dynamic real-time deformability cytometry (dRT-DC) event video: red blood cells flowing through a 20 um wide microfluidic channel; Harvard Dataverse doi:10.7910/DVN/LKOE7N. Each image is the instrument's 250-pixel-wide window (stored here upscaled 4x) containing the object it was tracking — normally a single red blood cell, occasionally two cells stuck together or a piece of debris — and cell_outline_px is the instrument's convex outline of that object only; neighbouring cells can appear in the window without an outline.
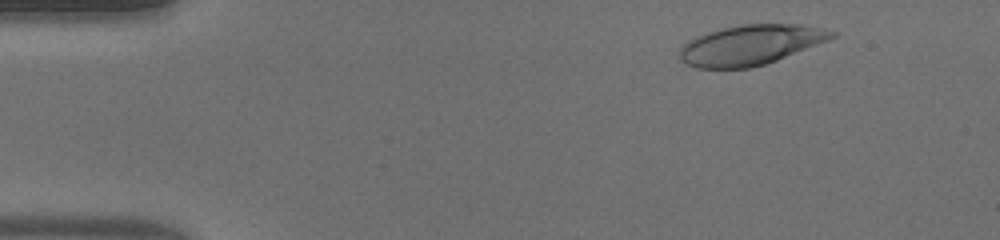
{"species": "human", "species_latin": "Homo sapiens", "temperature_condition": "warm", "stored_images_in_passage": 48, "camera_frame_rate_fps": 3000, "um_per_image_px": 0.085, "donor": {"sex": "male"}, "frame": {"image": 1, "passage_image": 4, "time_ms": 1.0, "image_size_px": [1000, 240], "cell_outline_px": [[836, 36], [828, 40], [776, 60], [764, 64], [748, 68], [696, 68], [680, 60], [680, 48], [688, 40], [696, 36], [720, 28], [740, 24], [800, 24], [824, 28], [836, 32]], "centroid_in_image_um": [63.78, 3.8], "position_along_channel_um": 21.2, "area_um2": 35.37}}
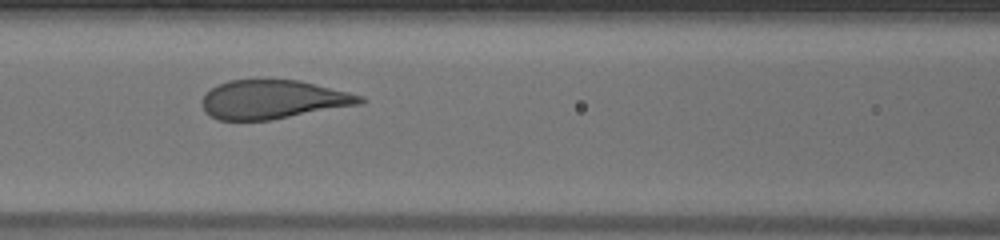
{"frame": {"image": 2, "passage_image": 20, "time_ms": 6.333, "image_size_px": [1000, 240], "cell_outline_px": [[368, 100], [360, 104], [272, 120], [216, 120], [204, 112], [204, 96], [212, 88], [228, 80], [300, 80], [364, 96]], "centroid_in_image_um": [23.24, 8.47], "position_along_channel_um": 143.4, "area_um2": 35.55}}
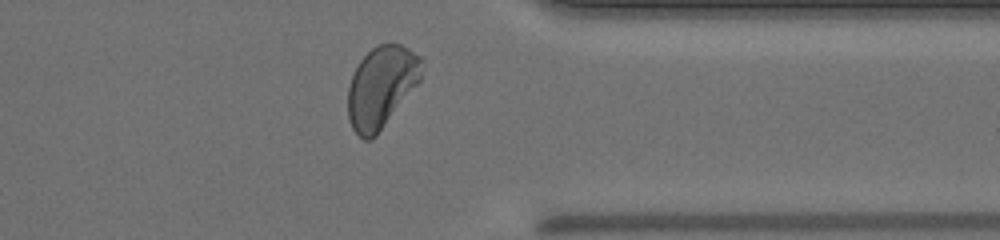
{"frame": {"image": 3, "passage_image": 38, "time_ms": 12.333, "image_size_px": [1000, 240], "cell_outline_px": [[424, 60], [420, 80], [376, 136], [368, 140], [364, 140], [352, 128], [348, 116], [348, 88], [352, 76], [360, 60], [376, 44], [400, 44], [408, 48], [420, 56]], "centroid_in_image_um": [32.42, 7.37], "position_along_channel_um": 379.0, "area_um2": 34.74}, "authors_computed_cell_mechanics": {"area_um2": 35.9516, "velocity_mm_per_s": 4.0291, "shape_relaxation_time_tau1_ms": 4.1983, "shape_relaxation_time_tau2_ms": null, "deformation_change_tau1": 0.1962, "deformation_change_tau2": null}}